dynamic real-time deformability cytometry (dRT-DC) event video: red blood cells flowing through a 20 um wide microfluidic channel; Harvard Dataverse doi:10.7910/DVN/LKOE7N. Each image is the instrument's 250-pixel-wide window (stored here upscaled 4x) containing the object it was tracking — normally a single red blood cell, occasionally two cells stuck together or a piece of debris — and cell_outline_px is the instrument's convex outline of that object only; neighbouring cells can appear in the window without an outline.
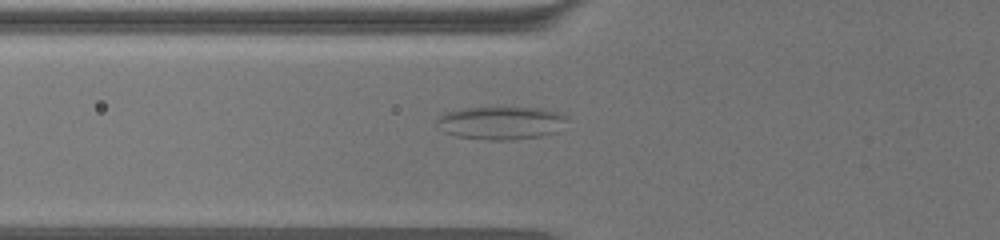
{"species": "common noctule bat (a hibernating species)", "species_latin": "Nyctalus noctula", "temperature_condition": "warm", "stored_images_in_passage": 45, "camera_frame_rate_fps": 3000, "um_per_image_px": 0.085, "animal": {"sex": "female", "body_mass_g": 19.5, "forearm_length_mm": 54.1}, "frame": {"image": 1, "passage_image": 2, "time_ms": 0.333, "image_size_px": [1000, 240], "cell_outline_px": [[568, 116], [556, 132], [540, 136], [508, 140], [488, 140], [456, 136], [444, 132], [436, 124], [436, 120], [440, 116], [448, 112], [460, 108], [540, 108], [560, 112]], "centroid_in_image_um": [42.56, 10.45], "position_along_channel_um": 83.2, "area_um2": 24.85}}
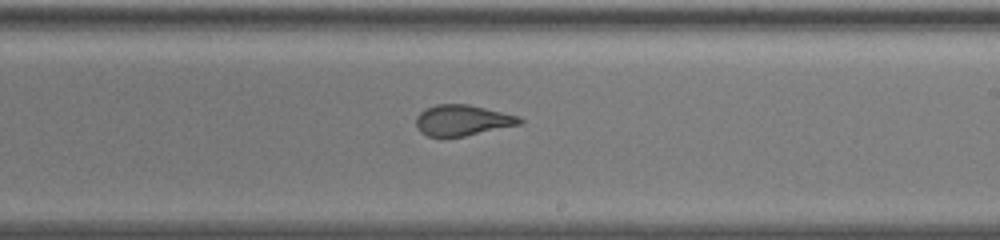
{"frame": {"image": 2, "passage_image": 18, "time_ms": 5.667, "image_size_px": [1000, 240], "cell_outline_px": [[524, 120], [520, 124], [464, 136], [444, 140], [428, 136], [420, 132], [416, 124], [416, 116], [424, 108], [436, 104], [468, 104], [520, 116]], "centroid_in_image_um": [39.25, 10.25], "position_along_channel_um": 249.7, "area_um2": 19.02}}
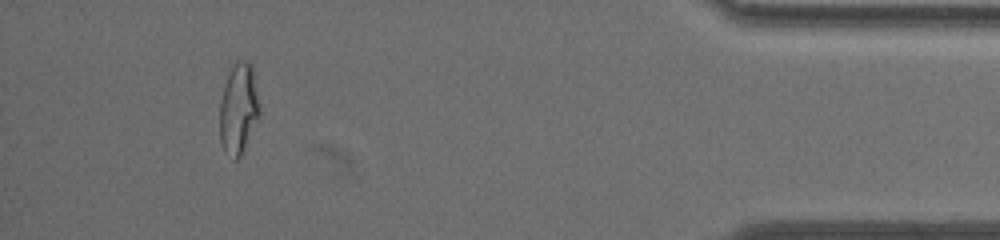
{"frame": {"image": 3, "passage_image": 39, "time_ms": 12.667, "image_size_px": [1000, 240], "cell_outline_px": [[260, 116], [240, 156], [236, 160], [232, 160], [224, 152], [220, 140], [220, 104], [224, 84], [228, 72], [232, 64], [240, 60], [248, 60], [252, 64], [260, 104]], "centroid_in_image_um": [20.28, 9.22], "position_along_channel_um": 414.9, "area_um2": 21.44}}